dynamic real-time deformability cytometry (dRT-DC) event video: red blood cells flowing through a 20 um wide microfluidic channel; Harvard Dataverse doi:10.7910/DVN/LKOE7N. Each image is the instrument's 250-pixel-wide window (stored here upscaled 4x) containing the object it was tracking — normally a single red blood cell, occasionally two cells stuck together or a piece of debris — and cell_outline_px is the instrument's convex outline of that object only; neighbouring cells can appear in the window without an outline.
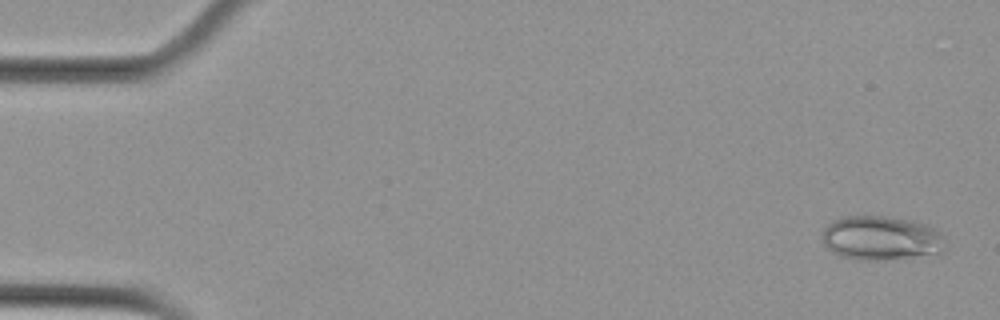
{"species": "Egyptian fruit bat (a non-hibernating species)", "species_latin": "Rousettus aegyptiacus", "temperature_condition": "cold", "stored_images_in_passage": 2, "camera_frame_rate_fps": 3000, "um_per_image_px": 0.085, "animal": {"sex": "female"}, "frame": {"image": 1, "passage_image": 1, "time_ms": 0.0, "image_size_px": [1000, 320], "cell_outline_px": [[944, 252], [876, 260], [856, 260], [840, 256], [832, 252], [824, 244], [820, 236], [824, 228], [832, 220], [844, 216], [884, 216], [916, 220], [940, 232], [944, 236]], "centroid_in_image_um": [74.85, 20.22], "position_along_channel_um": 10.2, "area_um2": 31.79}}